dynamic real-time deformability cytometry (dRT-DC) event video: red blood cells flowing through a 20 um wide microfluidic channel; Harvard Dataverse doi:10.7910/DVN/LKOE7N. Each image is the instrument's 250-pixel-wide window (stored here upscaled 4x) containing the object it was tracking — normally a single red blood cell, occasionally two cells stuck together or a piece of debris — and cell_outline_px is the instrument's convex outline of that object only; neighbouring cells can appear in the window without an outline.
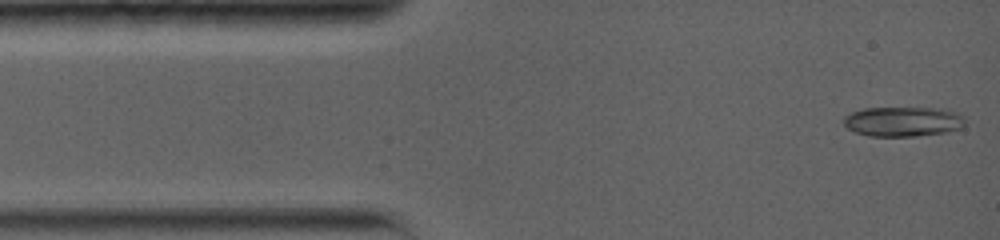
{"species": "common noctule bat (a hibernating species)", "species_latin": "Nyctalus noctula", "temperature_condition": "warm", "stored_images_in_passage": 84, "camera_frame_rate_fps": 5000, "um_per_image_px": 0.085, "animal": {"sex": "female", "body_mass_g": 19.0, "forearm_length_mm": 56.7}, "frame": {"image": 1, "passage_image": 1, "time_ms": 0.0, "image_size_px": [1000, 240], "cell_outline_px": [[964, 128], [944, 132], [916, 136], [868, 136], [856, 132], [848, 128], [844, 124], [844, 116], [852, 112], [864, 108], [932, 108], [960, 112], [964, 116]], "centroid_in_image_um": [76.78, 10.33], "position_along_channel_um": 8.2, "area_um2": 21.1}}
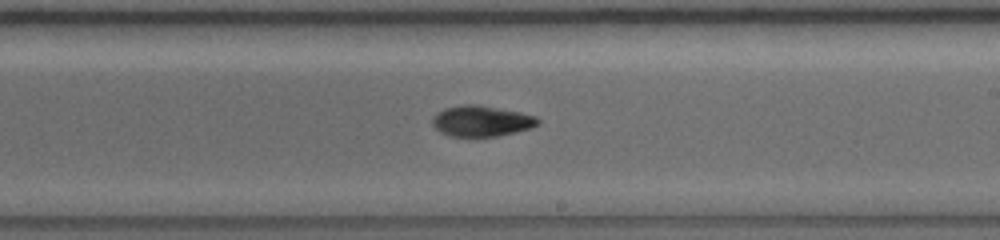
{"frame": {"image": 2, "passage_image": 33, "time_ms": 8.0, "image_size_px": [1000, 240], "cell_outline_px": [[540, 124], [532, 128], [516, 132], [496, 136], [452, 136], [440, 132], [432, 124], [432, 116], [436, 112], [444, 108], [464, 104], [476, 104], [520, 112], [536, 116], [540, 120]], "centroid_in_image_um": [40.93, 10.28], "position_along_channel_um": 248.1, "area_um2": 19.02}}
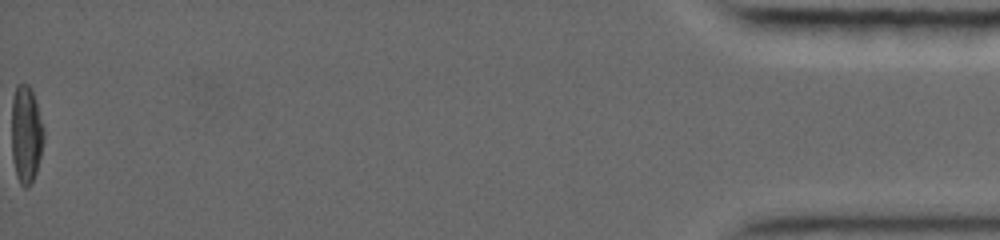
{"frame": {"image": 3, "passage_image": 84, "time_ms": 16.6, "image_size_px": [1000, 240], "cell_outline_px": [[44, 140], [36, 172], [32, 184], [28, 188], [24, 188], [20, 184], [16, 176], [12, 160], [12, 100], [16, 84], [28, 84], [32, 88], [44, 128]], "centroid_in_image_um": [2.22, 11.44], "position_along_channel_um": 433.0, "area_um2": 18.61}, "authors_computed_cell_mechanics": {"area_um2": 18.496, "velocity_mm_per_s": 3.8563, "shape_relaxation_time_tau1_ms": 5.414, "shape_relaxation_time_tau2_ms": 4.8827, "deformation_change_tau1": 0.2014, "deformation_change_tau2": 0.0861}}